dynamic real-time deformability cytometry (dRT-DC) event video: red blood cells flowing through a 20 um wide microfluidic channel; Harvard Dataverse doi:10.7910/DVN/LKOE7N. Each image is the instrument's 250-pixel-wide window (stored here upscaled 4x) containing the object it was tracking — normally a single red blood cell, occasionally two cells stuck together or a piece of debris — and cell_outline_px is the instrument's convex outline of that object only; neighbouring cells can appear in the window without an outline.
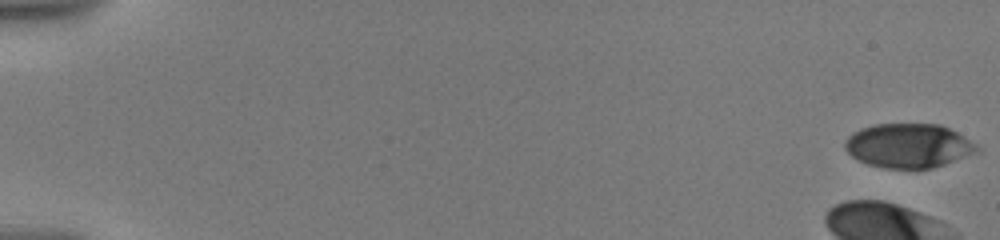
{"species": "human", "species_latin": "Homo sapiens", "temperature_condition": "warm", "stored_images_in_passage": 23, "camera_frame_rate_fps": 3000, "um_per_image_px": 0.085, "donor": {"sex": "male"}, "frame": {"image": 1, "passage_image": 1, "time_ms": 0.0, "image_size_px": [1000, 240], "cell_outline_px": [[980, 148], [976, 152], [944, 164], [932, 168], [884, 168], [868, 164], [852, 156], [844, 148], [844, 140], [852, 132], [860, 128], [872, 124], [940, 124], [964, 136], [976, 144]], "centroid_in_image_um": [77.18, 12.37], "position_along_channel_um": 7.8, "area_um2": 33.87}}